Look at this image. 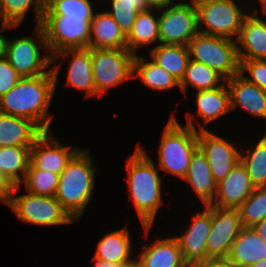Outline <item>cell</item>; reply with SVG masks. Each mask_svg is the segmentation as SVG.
Returning <instances> with one entry per match:
<instances>
[{"instance_id":"d4e9b609","label":"cell","mask_w":266,"mask_h":267,"mask_svg":"<svg viewBox=\"0 0 266 267\" xmlns=\"http://www.w3.org/2000/svg\"><path fill=\"white\" fill-rule=\"evenodd\" d=\"M223 84L212 90H200L196 93L197 115L207 125L218 117L227 114L231 110L230 92Z\"/></svg>"},{"instance_id":"484cf974","label":"cell","mask_w":266,"mask_h":267,"mask_svg":"<svg viewBox=\"0 0 266 267\" xmlns=\"http://www.w3.org/2000/svg\"><path fill=\"white\" fill-rule=\"evenodd\" d=\"M132 247L129 231L124 227L101 238L93 258L124 264L132 260L130 258Z\"/></svg>"},{"instance_id":"e575fe53","label":"cell","mask_w":266,"mask_h":267,"mask_svg":"<svg viewBox=\"0 0 266 267\" xmlns=\"http://www.w3.org/2000/svg\"><path fill=\"white\" fill-rule=\"evenodd\" d=\"M59 175L49 171L35 169L30 163L24 179L27 191L34 195L54 196Z\"/></svg>"},{"instance_id":"ee69618b","label":"cell","mask_w":266,"mask_h":267,"mask_svg":"<svg viewBox=\"0 0 266 267\" xmlns=\"http://www.w3.org/2000/svg\"><path fill=\"white\" fill-rule=\"evenodd\" d=\"M94 262L93 267H121V264H117L114 262H108L100 259H92Z\"/></svg>"},{"instance_id":"681fc988","label":"cell","mask_w":266,"mask_h":267,"mask_svg":"<svg viewBox=\"0 0 266 267\" xmlns=\"http://www.w3.org/2000/svg\"><path fill=\"white\" fill-rule=\"evenodd\" d=\"M4 115V111L0 108V118Z\"/></svg>"},{"instance_id":"7a4b0ae2","label":"cell","mask_w":266,"mask_h":267,"mask_svg":"<svg viewBox=\"0 0 266 267\" xmlns=\"http://www.w3.org/2000/svg\"><path fill=\"white\" fill-rule=\"evenodd\" d=\"M128 170V189L138 216L148 236L154 219L162 205L161 177L157 172L153 160L145 150L136 147L135 153L126 163Z\"/></svg>"},{"instance_id":"f907efd6","label":"cell","mask_w":266,"mask_h":267,"mask_svg":"<svg viewBox=\"0 0 266 267\" xmlns=\"http://www.w3.org/2000/svg\"><path fill=\"white\" fill-rule=\"evenodd\" d=\"M129 1H145V0H129Z\"/></svg>"},{"instance_id":"f546056e","label":"cell","mask_w":266,"mask_h":267,"mask_svg":"<svg viewBox=\"0 0 266 267\" xmlns=\"http://www.w3.org/2000/svg\"><path fill=\"white\" fill-rule=\"evenodd\" d=\"M33 2L35 4L36 23L39 26L44 14L45 0H0L1 32L8 28L18 27Z\"/></svg>"},{"instance_id":"4dcf8cb0","label":"cell","mask_w":266,"mask_h":267,"mask_svg":"<svg viewBox=\"0 0 266 267\" xmlns=\"http://www.w3.org/2000/svg\"><path fill=\"white\" fill-rule=\"evenodd\" d=\"M152 9L140 11L137 14L132 30L127 35V49L135 55L137 47L150 44L157 40L160 43L158 17Z\"/></svg>"},{"instance_id":"8fae6325","label":"cell","mask_w":266,"mask_h":267,"mask_svg":"<svg viewBox=\"0 0 266 267\" xmlns=\"http://www.w3.org/2000/svg\"><path fill=\"white\" fill-rule=\"evenodd\" d=\"M190 3L173 2L158 17L161 44L188 46L198 33L197 9L193 0Z\"/></svg>"},{"instance_id":"5b68a950","label":"cell","mask_w":266,"mask_h":267,"mask_svg":"<svg viewBox=\"0 0 266 267\" xmlns=\"http://www.w3.org/2000/svg\"><path fill=\"white\" fill-rule=\"evenodd\" d=\"M233 39L197 33L189 42L191 60L201 62L219 73L225 80L239 74L237 43Z\"/></svg>"},{"instance_id":"4316f807","label":"cell","mask_w":266,"mask_h":267,"mask_svg":"<svg viewBox=\"0 0 266 267\" xmlns=\"http://www.w3.org/2000/svg\"><path fill=\"white\" fill-rule=\"evenodd\" d=\"M151 58L180 82L191 57L188 46L160 44L152 48Z\"/></svg>"},{"instance_id":"ab89813d","label":"cell","mask_w":266,"mask_h":267,"mask_svg":"<svg viewBox=\"0 0 266 267\" xmlns=\"http://www.w3.org/2000/svg\"><path fill=\"white\" fill-rule=\"evenodd\" d=\"M13 185L0 174V200L9 206Z\"/></svg>"},{"instance_id":"5bb4252c","label":"cell","mask_w":266,"mask_h":267,"mask_svg":"<svg viewBox=\"0 0 266 267\" xmlns=\"http://www.w3.org/2000/svg\"><path fill=\"white\" fill-rule=\"evenodd\" d=\"M49 132H44L30 148L29 163L35 169L60 175L68 161L80 148L71 149L70 146L65 147Z\"/></svg>"},{"instance_id":"7bdbcfd3","label":"cell","mask_w":266,"mask_h":267,"mask_svg":"<svg viewBox=\"0 0 266 267\" xmlns=\"http://www.w3.org/2000/svg\"><path fill=\"white\" fill-rule=\"evenodd\" d=\"M252 228L264 241H266V217Z\"/></svg>"},{"instance_id":"b9f144b4","label":"cell","mask_w":266,"mask_h":267,"mask_svg":"<svg viewBox=\"0 0 266 267\" xmlns=\"http://www.w3.org/2000/svg\"><path fill=\"white\" fill-rule=\"evenodd\" d=\"M174 0H145L149 9L162 10L172 4Z\"/></svg>"},{"instance_id":"277c9868","label":"cell","mask_w":266,"mask_h":267,"mask_svg":"<svg viewBox=\"0 0 266 267\" xmlns=\"http://www.w3.org/2000/svg\"><path fill=\"white\" fill-rule=\"evenodd\" d=\"M187 124L183 128L175 116H171L163 130L159 149V168L183 179L191 157L198 149V130L187 113Z\"/></svg>"},{"instance_id":"52a82bcc","label":"cell","mask_w":266,"mask_h":267,"mask_svg":"<svg viewBox=\"0 0 266 267\" xmlns=\"http://www.w3.org/2000/svg\"><path fill=\"white\" fill-rule=\"evenodd\" d=\"M193 1L197 9L199 33L237 40L243 20L248 14L242 12L235 0ZM201 23L206 30L200 31V26H203Z\"/></svg>"},{"instance_id":"9a60e30c","label":"cell","mask_w":266,"mask_h":267,"mask_svg":"<svg viewBox=\"0 0 266 267\" xmlns=\"http://www.w3.org/2000/svg\"><path fill=\"white\" fill-rule=\"evenodd\" d=\"M212 225V205L205 206L203 213H196L184 235L175 237L179 243L183 261L193 264L207 260V238Z\"/></svg>"},{"instance_id":"836d02e7","label":"cell","mask_w":266,"mask_h":267,"mask_svg":"<svg viewBox=\"0 0 266 267\" xmlns=\"http://www.w3.org/2000/svg\"><path fill=\"white\" fill-rule=\"evenodd\" d=\"M243 227H253L266 217V187H255L238 208Z\"/></svg>"},{"instance_id":"44dd1931","label":"cell","mask_w":266,"mask_h":267,"mask_svg":"<svg viewBox=\"0 0 266 267\" xmlns=\"http://www.w3.org/2000/svg\"><path fill=\"white\" fill-rule=\"evenodd\" d=\"M266 259V241L252 227H243L232 243L227 260L234 267H250Z\"/></svg>"},{"instance_id":"1f68e13d","label":"cell","mask_w":266,"mask_h":267,"mask_svg":"<svg viewBox=\"0 0 266 267\" xmlns=\"http://www.w3.org/2000/svg\"><path fill=\"white\" fill-rule=\"evenodd\" d=\"M222 81H225V79L215 70L201 62L190 59L184 76L179 82V88L185 94L188 85L195 87L198 91L212 90L220 87L223 84Z\"/></svg>"},{"instance_id":"8d00e7d4","label":"cell","mask_w":266,"mask_h":267,"mask_svg":"<svg viewBox=\"0 0 266 267\" xmlns=\"http://www.w3.org/2000/svg\"><path fill=\"white\" fill-rule=\"evenodd\" d=\"M89 0H45L43 15H64L66 17H94Z\"/></svg>"},{"instance_id":"6da1fadb","label":"cell","mask_w":266,"mask_h":267,"mask_svg":"<svg viewBox=\"0 0 266 267\" xmlns=\"http://www.w3.org/2000/svg\"><path fill=\"white\" fill-rule=\"evenodd\" d=\"M60 67L50 68L41 76L21 78L0 98V108L4 114L29 119L44 132L49 131L53 117L48 116V109L56 90Z\"/></svg>"},{"instance_id":"ba28073f","label":"cell","mask_w":266,"mask_h":267,"mask_svg":"<svg viewBox=\"0 0 266 267\" xmlns=\"http://www.w3.org/2000/svg\"><path fill=\"white\" fill-rule=\"evenodd\" d=\"M20 185L13 186L9 207L23 222L52 226L69 224L73 218L54 196H41L31 193L15 197Z\"/></svg>"},{"instance_id":"4fadbf2b","label":"cell","mask_w":266,"mask_h":267,"mask_svg":"<svg viewBox=\"0 0 266 267\" xmlns=\"http://www.w3.org/2000/svg\"><path fill=\"white\" fill-rule=\"evenodd\" d=\"M198 132V148L208 161L214 180L219 183L240 161V152L222 137L211 133L202 125Z\"/></svg>"},{"instance_id":"7c38bea8","label":"cell","mask_w":266,"mask_h":267,"mask_svg":"<svg viewBox=\"0 0 266 267\" xmlns=\"http://www.w3.org/2000/svg\"><path fill=\"white\" fill-rule=\"evenodd\" d=\"M243 229L238 209L212 206V225L207 238V259H227L232 243Z\"/></svg>"},{"instance_id":"7dc6e473","label":"cell","mask_w":266,"mask_h":267,"mask_svg":"<svg viewBox=\"0 0 266 267\" xmlns=\"http://www.w3.org/2000/svg\"><path fill=\"white\" fill-rule=\"evenodd\" d=\"M250 267H266V259L253 263Z\"/></svg>"},{"instance_id":"c3c4849f","label":"cell","mask_w":266,"mask_h":267,"mask_svg":"<svg viewBox=\"0 0 266 267\" xmlns=\"http://www.w3.org/2000/svg\"><path fill=\"white\" fill-rule=\"evenodd\" d=\"M261 5H262V8H266V0H261Z\"/></svg>"},{"instance_id":"8992f818","label":"cell","mask_w":266,"mask_h":267,"mask_svg":"<svg viewBox=\"0 0 266 267\" xmlns=\"http://www.w3.org/2000/svg\"><path fill=\"white\" fill-rule=\"evenodd\" d=\"M94 17L43 15L42 27L51 56L66 49L89 48L91 22Z\"/></svg>"},{"instance_id":"ffe728a7","label":"cell","mask_w":266,"mask_h":267,"mask_svg":"<svg viewBox=\"0 0 266 267\" xmlns=\"http://www.w3.org/2000/svg\"><path fill=\"white\" fill-rule=\"evenodd\" d=\"M43 133L44 131L29 119L5 114L0 118V148H31Z\"/></svg>"},{"instance_id":"83f0119b","label":"cell","mask_w":266,"mask_h":267,"mask_svg":"<svg viewBox=\"0 0 266 267\" xmlns=\"http://www.w3.org/2000/svg\"><path fill=\"white\" fill-rule=\"evenodd\" d=\"M30 161V148L7 146L0 148V174L13 186L20 185V175L25 179ZM21 172V173H20Z\"/></svg>"},{"instance_id":"7402d4cb","label":"cell","mask_w":266,"mask_h":267,"mask_svg":"<svg viewBox=\"0 0 266 267\" xmlns=\"http://www.w3.org/2000/svg\"><path fill=\"white\" fill-rule=\"evenodd\" d=\"M90 34L89 48L127 49V36L107 12H98L94 15Z\"/></svg>"},{"instance_id":"f1b7e54d","label":"cell","mask_w":266,"mask_h":267,"mask_svg":"<svg viewBox=\"0 0 266 267\" xmlns=\"http://www.w3.org/2000/svg\"><path fill=\"white\" fill-rule=\"evenodd\" d=\"M137 77H140L143 84L157 91H164L174 86H179V81L156 62L153 60L145 62L144 56L140 58L135 54L133 78Z\"/></svg>"},{"instance_id":"30bf717a","label":"cell","mask_w":266,"mask_h":267,"mask_svg":"<svg viewBox=\"0 0 266 267\" xmlns=\"http://www.w3.org/2000/svg\"><path fill=\"white\" fill-rule=\"evenodd\" d=\"M134 56L128 49L91 48L92 74L98 96L133 78Z\"/></svg>"},{"instance_id":"f6af8a7d","label":"cell","mask_w":266,"mask_h":267,"mask_svg":"<svg viewBox=\"0 0 266 267\" xmlns=\"http://www.w3.org/2000/svg\"><path fill=\"white\" fill-rule=\"evenodd\" d=\"M7 38L0 34V59L6 57Z\"/></svg>"},{"instance_id":"cb8c5ba5","label":"cell","mask_w":266,"mask_h":267,"mask_svg":"<svg viewBox=\"0 0 266 267\" xmlns=\"http://www.w3.org/2000/svg\"><path fill=\"white\" fill-rule=\"evenodd\" d=\"M139 256L143 267H188L183 261L180 246L175 237L157 239L148 247H141Z\"/></svg>"},{"instance_id":"bcb514c9","label":"cell","mask_w":266,"mask_h":267,"mask_svg":"<svg viewBox=\"0 0 266 267\" xmlns=\"http://www.w3.org/2000/svg\"><path fill=\"white\" fill-rule=\"evenodd\" d=\"M121 267H143V265L139 259H132L128 262H125L124 264H121Z\"/></svg>"},{"instance_id":"d590c367","label":"cell","mask_w":266,"mask_h":267,"mask_svg":"<svg viewBox=\"0 0 266 267\" xmlns=\"http://www.w3.org/2000/svg\"><path fill=\"white\" fill-rule=\"evenodd\" d=\"M112 11H106L127 36L132 30L137 14L149 9L145 1L111 0Z\"/></svg>"},{"instance_id":"60d3db41","label":"cell","mask_w":266,"mask_h":267,"mask_svg":"<svg viewBox=\"0 0 266 267\" xmlns=\"http://www.w3.org/2000/svg\"><path fill=\"white\" fill-rule=\"evenodd\" d=\"M188 267H234L227 259H207L188 265Z\"/></svg>"},{"instance_id":"3957f363","label":"cell","mask_w":266,"mask_h":267,"mask_svg":"<svg viewBox=\"0 0 266 267\" xmlns=\"http://www.w3.org/2000/svg\"><path fill=\"white\" fill-rule=\"evenodd\" d=\"M93 164L88 149H79L59 175L54 197L74 220L82 216L92 198L96 171Z\"/></svg>"},{"instance_id":"2e32d148","label":"cell","mask_w":266,"mask_h":267,"mask_svg":"<svg viewBox=\"0 0 266 267\" xmlns=\"http://www.w3.org/2000/svg\"><path fill=\"white\" fill-rule=\"evenodd\" d=\"M254 188L244 165L239 161L217 184V192L210 205L218 208L238 209L251 195Z\"/></svg>"},{"instance_id":"ac0fdd59","label":"cell","mask_w":266,"mask_h":267,"mask_svg":"<svg viewBox=\"0 0 266 267\" xmlns=\"http://www.w3.org/2000/svg\"><path fill=\"white\" fill-rule=\"evenodd\" d=\"M230 92L231 110L240 106L252 115L266 119V93L240 73L225 80Z\"/></svg>"},{"instance_id":"e0dca14e","label":"cell","mask_w":266,"mask_h":267,"mask_svg":"<svg viewBox=\"0 0 266 267\" xmlns=\"http://www.w3.org/2000/svg\"><path fill=\"white\" fill-rule=\"evenodd\" d=\"M266 14V8H262ZM254 15L244 18L239 37L236 40L239 60L266 59V21L259 18L257 10ZM244 48L245 51L241 50Z\"/></svg>"},{"instance_id":"74e56055","label":"cell","mask_w":266,"mask_h":267,"mask_svg":"<svg viewBox=\"0 0 266 267\" xmlns=\"http://www.w3.org/2000/svg\"><path fill=\"white\" fill-rule=\"evenodd\" d=\"M239 62V73L266 93V59L239 60ZM245 71H248L252 77H245Z\"/></svg>"},{"instance_id":"9c48e42d","label":"cell","mask_w":266,"mask_h":267,"mask_svg":"<svg viewBox=\"0 0 266 267\" xmlns=\"http://www.w3.org/2000/svg\"><path fill=\"white\" fill-rule=\"evenodd\" d=\"M35 30L39 40L34 36H27L7 41L6 58L21 78H33L50 71V69L46 70V68L52 64L51 55L43 58L39 51L40 47L47 50L44 31L40 25H36Z\"/></svg>"},{"instance_id":"603a6c76","label":"cell","mask_w":266,"mask_h":267,"mask_svg":"<svg viewBox=\"0 0 266 267\" xmlns=\"http://www.w3.org/2000/svg\"><path fill=\"white\" fill-rule=\"evenodd\" d=\"M183 179L191 184L204 206L213 202L218 183L213 178L206 156L199 148L192 155Z\"/></svg>"},{"instance_id":"f35d334b","label":"cell","mask_w":266,"mask_h":267,"mask_svg":"<svg viewBox=\"0 0 266 267\" xmlns=\"http://www.w3.org/2000/svg\"><path fill=\"white\" fill-rule=\"evenodd\" d=\"M21 77L9 64L6 57L0 59V98L12 89Z\"/></svg>"},{"instance_id":"d6a6232c","label":"cell","mask_w":266,"mask_h":267,"mask_svg":"<svg viewBox=\"0 0 266 267\" xmlns=\"http://www.w3.org/2000/svg\"><path fill=\"white\" fill-rule=\"evenodd\" d=\"M240 162L254 187H266V134L245 156L240 151Z\"/></svg>"},{"instance_id":"d6986e66","label":"cell","mask_w":266,"mask_h":267,"mask_svg":"<svg viewBox=\"0 0 266 267\" xmlns=\"http://www.w3.org/2000/svg\"><path fill=\"white\" fill-rule=\"evenodd\" d=\"M73 54L71 59L67 85H71L79 90H85L87 96L98 95L95 88L94 77L92 74V59L91 48L85 49H66L52 55V63L57 60V57L62 56L66 58Z\"/></svg>"}]
</instances>
